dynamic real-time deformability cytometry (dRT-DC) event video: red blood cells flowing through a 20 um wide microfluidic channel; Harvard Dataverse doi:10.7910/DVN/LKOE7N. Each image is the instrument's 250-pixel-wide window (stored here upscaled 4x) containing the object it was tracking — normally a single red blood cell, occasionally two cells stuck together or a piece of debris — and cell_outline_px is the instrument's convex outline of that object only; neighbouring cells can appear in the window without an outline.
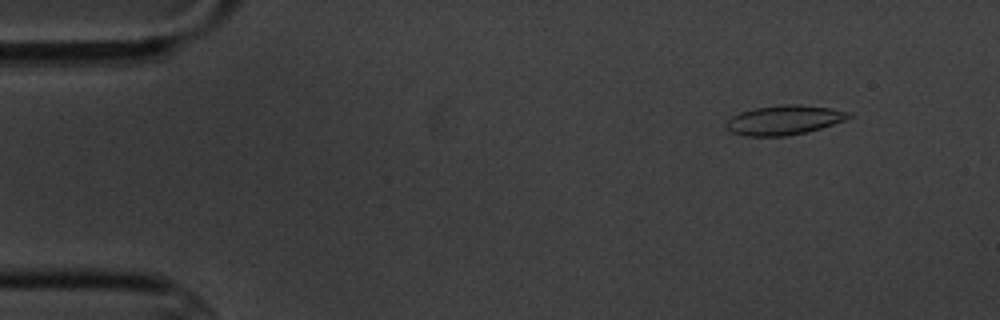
{"species": "common noctule bat (a hibernating species)", "species_latin": "Nyctalus noctula", "temperature_condition": "cold", "stored_images_in_passage": 5, "camera_frame_rate_fps": 3000, "um_per_image_px": 0.085, "animal": {"sex": "male", "body_mass_g": 20.1, "forearm_length_mm": 53.5}, "frame": {"image": 1, "passage_image": 2, "time_ms": 1.0, "image_size_px": [1000, 320], "cell_outline_px": [[852, 116], [844, 120], [808, 132], [788, 136], [748, 136], [732, 132], [724, 128], [724, 124], [732, 116], [740, 112], [756, 108], [784, 104], [800, 104], [832, 108], [852, 112]], "centroid_in_image_um": [66.65, 10.2], "position_along_channel_um": 18.3, "area_um2": 21.15}}